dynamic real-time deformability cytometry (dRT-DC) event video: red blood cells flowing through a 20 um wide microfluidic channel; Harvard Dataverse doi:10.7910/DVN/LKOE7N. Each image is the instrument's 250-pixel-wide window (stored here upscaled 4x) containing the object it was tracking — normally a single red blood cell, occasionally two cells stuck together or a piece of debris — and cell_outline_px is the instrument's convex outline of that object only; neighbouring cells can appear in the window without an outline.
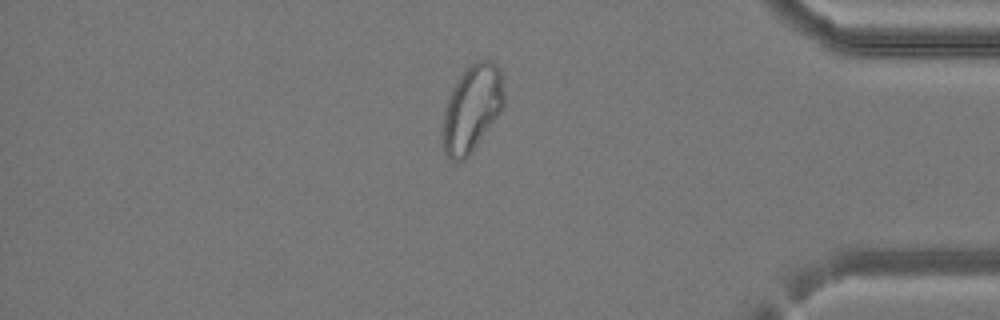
{"species": "common noctule bat (a hibernating species)", "species_latin": "Nyctalus noctula", "temperature_condition": "cold", "stored_images_in_passage": 37, "camera_frame_rate_fps": 3000, "um_per_image_px": 0.085, "animal": {"sex": "female", "body_mass_g": 24.6, "forearm_length_mm": 56.2}, "frame": {"image": 1, "passage_image": 32, "time_ms": 10.333, "image_size_px": [1000, 320], "cell_outline_px": [[504, 108], [468, 156], [464, 160], [456, 160], [448, 156], [444, 152], [444, 112], [448, 100], [460, 76], [476, 60], [492, 60], [500, 68], [504, 92]], "centroid_in_image_um": [40.17, 9.19], "position_along_channel_um": 395.0, "area_um2": 30.23}}